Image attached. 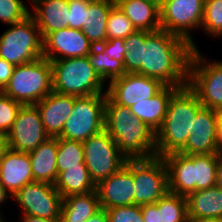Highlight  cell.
<instances>
[{
    "label": "cell",
    "mask_w": 222,
    "mask_h": 222,
    "mask_svg": "<svg viewBox=\"0 0 222 222\" xmlns=\"http://www.w3.org/2000/svg\"><path fill=\"white\" fill-rule=\"evenodd\" d=\"M0 222H4V219H3V217H0Z\"/></svg>",
    "instance_id": "cell-50"
},
{
    "label": "cell",
    "mask_w": 222,
    "mask_h": 222,
    "mask_svg": "<svg viewBox=\"0 0 222 222\" xmlns=\"http://www.w3.org/2000/svg\"><path fill=\"white\" fill-rule=\"evenodd\" d=\"M179 88L176 86H165L154 97L137 102L129 107V110L139 120L157 132L165 119L169 100Z\"/></svg>",
    "instance_id": "cell-22"
},
{
    "label": "cell",
    "mask_w": 222,
    "mask_h": 222,
    "mask_svg": "<svg viewBox=\"0 0 222 222\" xmlns=\"http://www.w3.org/2000/svg\"><path fill=\"white\" fill-rule=\"evenodd\" d=\"M104 130L127 160L156 156V132L134 116L128 107L115 103L107 94Z\"/></svg>",
    "instance_id": "cell-2"
},
{
    "label": "cell",
    "mask_w": 222,
    "mask_h": 222,
    "mask_svg": "<svg viewBox=\"0 0 222 222\" xmlns=\"http://www.w3.org/2000/svg\"><path fill=\"white\" fill-rule=\"evenodd\" d=\"M115 6L114 0H91L86 12V27L81 31L93 46L107 40V18L110 10Z\"/></svg>",
    "instance_id": "cell-25"
},
{
    "label": "cell",
    "mask_w": 222,
    "mask_h": 222,
    "mask_svg": "<svg viewBox=\"0 0 222 222\" xmlns=\"http://www.w3.org/2000/svg\"><path fill=\"white\" fill-rule=\"evenodd\" d=\"M8 197L12 198L11 194L4 188V186L0 182V205L5 202ZM0 217L1 216V211H0Z\"/></svg>",
    "instance_id": "cell-46"
},
{
    "label": "cell",
    "mask_w": 222,
    "mask_h": 222,
    "mask_svg": "<svg viewBox=\"0 0 222 222\" xmlns=\"http://www.w3.org/2000/svg\"><path fill=\"white\" fill-rule=\"evenodd\" d=\"M12 199L22 209V215L60 220L63 198L55 185L34 181L22 187Z\"/></svg>",
    "instance_id": "cell-13"
},
{
    "label": "cell",
    "mask_w": 222,
    "mask_h": 222,
    "mask_svg": "<svg viewBox=\"0 0 222 222\" xmlns=\"http://www.w3.org/2000/svg\"><path fill=\"white\" fill-rule=\"evenodd\" d=\"M57 137H49L35 150L28 152L33 180L54 185L57 174Z\"/></svg>",
    "instance_id": "cell-23"
},
{
    "label": "cell",
    "mask_w": 222,
    "mask_h": 222,
    "mask_svg": "<svg viewBox=\"0 0 222 222\" xmlns=\"http://www.w3.org/2000/svg\"><path fill=\"white\" fill-rule=\"evenodd\" d=\"M108 222H144L141 206L131 205L106 209Z\"/></svg>",
    "instance_id": "cell-36"
},
{
    "label": "cell",
    "mask_w": 222,
    "mask_h": 222,
    "mask_svg": "<svg viewBox=\"0 0 222 222\" xmlns=\"http://www.w3.org/2000/svg\"><path fill=\"white\" fill-rule=\"evenodd\" d=\"M188 222H222V218H189Z\"/></svg>",
    "instance_id": "cell-47"
},
{
    "label": "cell",
    "mask_w": 222,
    "mask_h": 222,
    "mask_svg": "<svg viewBox=\"0 0 222 222\" xmlns=\"http://www.w3.org/2000/svg\"><path fill=\"white\" fill-rule=\"evenodd\" d=\"M33 3L30 14L40 30L42 39L51 32L69 27L68 0H29Z\"/></svg>",
    "instance_id": "cell-21"
},
{
    "label": "cell",
    "mask_w": 222,
    "mask_h": 222,
    "mask_svg": "<svg viewBox=\"0 0 222 222\" xmlns=\"http://www.w3.org/2000/svg\"><path fill=\"white\" fill-rule=\"evenodd\" d=\"M136 31L128 17L115 5L107 18V39L127 38L130 34Z\"/></svg>",
    "instance_id": "cell-32"
},
{
    "label": "cell",
    "mask_w": 222,
    "mask_h": 222,
    "mask_svg": "<svg viewBox=\"0 0 222 222\" xmlns=\"http://www.w3.org/2000/svg\"><path fill=\"white\" fill-rule=\"evenodd\" d=\"M96 192L101 209L134 205L132 160H127L119 171L100 181Z\"/></svg>",
    "instance_id": "cell-17"
},
{
    "label": "cell",
    "mask_w": 222,
    "mask_h": 222,
    "mask_svg": "<svg viewBox=\"0 0 222 222\" xmlns=\"http://www.w3.org/2000/svg\"><path fill=\"white\" fill-rule=\"evenodd\" d=\"M203 107L197 95L188 87L179 88L170 98L167 113L156 132V156L178 152L192 134L195 115Z\"/></svg>",
    "instance_id": "cell-3"
},
{
    "label": "cell",
    "mask_w": 222,
    "mask_h": 222,
    "mask_svg": "<svg viewBox=\"0 0 222 222\" xmlns=\"http://www.w3.org/2000/svg\"><path fill=\"white\" fill-rule=\"evenodd\" d=\"M166 85L160 80L137 73H125L109 81L106 94L120 105L131 107L137 102L152 98Z\"/></svg>",
    "instance_id": "cell-15"
},
{
    "label": "cell",
    "mask_w": 222,
    "mask_h": 222,
    "mask_svg": "<svg viewBox=\"0 0 222 222\" xmlns=\"http://www.w3.org/2000/svg\"><path fill=\"white\" fill-rule=\"evenodd\" d=\"M134 205L154 204L168 191L167 167L162 157L132 160Z\"/></svg>",
    "instance_id": "cell-11"
},
{
    "label": "cell",
    "mask_w": 222,
    "mask_h": 222,
    "mask_svg": "<svg viewBox=\"0 0 222 222\" xmlns=\"http://www.w3.org/2000/svg\"><path fill=\"white\" fill-rule=\"evenodd\" d=\"M124 41L126 73L155 78L166 86H187L193 50L186 40L164 30H136Z\"/></svg>",
    "instance_id": "cell-1"
},
{
    "label": "cell",
    "mask_w": 222,
    "mask_h": 222,
    "mask_svg": "<svg viewBox=\"0 0 222 222\" xmlns=\"http://www.w3.org/2000/svg\"><path fill=\"white\" fill-rule=\"evenodd\" d=\"M74 103V95L60 94L52 90L35 104L49 137L61 135L63 126L72 113Z\"/></svg>",
    "instance_id": "cell-19"
},
{
    "label": "cell",
    "mask_w": 222,
    "mask_h": 222,
    "mask_svg": "<svg viewBox=\"0 0 222 222\" xmlns=\"http://www.w3.org/2000/svg\"><path fill=\"white\" fill-rule=\"evenodd\" d=\"M106 94L75 96V103L60 138L84 142L104 130Z\"/></svg>",
    "instance_id": "cell-8"
},
{
    "label": "cell",
    "mask_w": 222,
    "mask_h": 222,
    "mask_svg": "<svg viewBox=\"0 0 222 222\" xmlns=\"http://www.w3.org/2000/svg\"><path fill=\"white\" fill-rule=\"evenodd\" d=\"M187 86L197 95L205 108H222V61L208 62L193 50L188 66Z\"/></svg>",
    "instance_id": "cell-9"
},
{
    "label": "cell",
    "mask_w": 222,
    "mask_h": 222,
    "mask_svg": "<svg viewBox=\"0 0 222 222\" xmlns=\"http://www.w3.org/2000/svg\"><path fill=\"white\" fill-rule=\"evenodd\" d=\"M30 14L22 0H0V20L7 25L21 22Z\"/></svg>",
    "instance_id": "cell-34"
},
{
    "label": "cell",
    "mask_w": 222,
    "mask_h": 222,
    "mask_svg": "<svg viewBox=\"0 0 222 222\" xmlns=\"http://www.w3.org/2000/svg\"><path fill=\"white\" fill-rule=\"evenodd\" d=\"M0 182L12 197L26 184L34 182L29 154L9 149L0 161Z\"/></svg>",
    "instance_id": "cell-20"
},
{
    "label": "cell",
    "mask_w": 222,
    "mask_h": 222,
    "mask_svg": "<svg viewBox=\"0 0 222 222\" xmlns=\"http://www.w3.org/2000/svg\"><path fill=\"white\" fill-rule=\"evenodd\" d=\"M91 0H68L69 5V27L81 30L86 27V12Z\"/></svg>",
    "instance_id": "cell-37"
},
{
    "label": "cell",
    "mask_w": 222,
    "mask_h": 222,
    "mask_svg": "<svg viewBox=\"0 0 222 222\" xmlns=\"http://www.w3.org/2000/svg\"><path fill=\"white\" fill-rule=\"evenodd\" d=\"M9 26L0 36V58L18 66L43 57V39L31 15Z\"/></svg>",
    "instance_id": "cell-7"
},
{
    "label": "cell",
    "mask_w": 222,
    "mask_h": 222,
    "mask_svg": "<svg viewBox=\"0 0 222 222\" xmlns=\"http://www.w3.org/2000/svg\"><path fill=\"white\" fill-rule=\"evenodd\" d=\"M201 29L210 36H222V0H204Z\"/></svg>",
    "instance_id": "cell-33"
},
{
    "label": "cell",
    "mask_w": 222,
    "mask_h": 222,
    "mask_svg": "<svg viewBox=\"0 0 222 222\" xmlns=\"http://www.w3.org/2000/svg\"><path fill=\"white\" fill-rule=\"evenodd\" d=\"M22 104L0 91V133L7 135L11 130Z\"/></svg>",
    "instance_id": "cell-35"
},
{
    "label": "cell",
    "mask_w": 222,
    "mask_h": 222,
    "mask_svg": "<svg viewBox=\"0 0 222 222\" xmlns=\"http://www.w3.org/2000/svg\"><path fill=\"white\" fill-rule=\"evenodd\" d=\"M57 174L72 167H86L82 142L57 137Z\"/></svg>",
    "instance_id": "cell-29"
},
{
    "label": "cell",
    "mask_w": 222,
    "mask_h": 222,
    "mask_svg": "<svg viewBox=\"0 0 222 222\" xmlns=\"http://www.w3.org/2000/svg\"><path fill=\"white\" fill-rule=\"evenodd\" d=\"M204 16V0H165L160 6L161 30L186 40L197 50L191 29L200 28Z\"/></svg>",
    "instance_id": "cell-12"
},
{
    "label": "cell",
    "mask_w": 222,
    "mask_h": 222,
    "mask_svg": "<svg viewBox=\"0 0 222 222\" xmlns=\"http://www.w3.org/2000/svg\"><path fill=\"white\" fill-rule=\"evenodd\" d=\"M92 47V43L81 30L62 28L43 38V57L50 62L85 57L92 51Z\"/></svg>",
    "instance_id": "cell-16"
},
{
    "label": "cell",
    "mask_w": 222,
    "mask_h": 222,
    "mask_svg": "<svg viewBox=\"0 0 222 222\" xmlns=\"http://www.w3.org/2000/svg\"><path fill=\"white\" fill-rule=\"evenodd\" d=\"M82 145L84 163L95 185L119 171L127 161L105 130L90 136Z\"/></svg>",
    "instance_id": "cell-10"
},
{
    "label": "cell",
    "mask_w": 222,
    "mask_h": 222,
    "mask_svg": "<svg viewBox=\"0 0 222 222\" xmlns=\"http://www.w3.org/2000/svg\"><path fill=\"white\" fill-rule=\"evenodd\" d=\"M85 222H108V215L105 209H100L97 213L87 219Z\"/></svg>",
    "instance_id": "cell-42"
},
{
    "label": "cell",
    "mask_w": 222,
    "mask_h": 222,
    "mask_svg": "<svg viewBox=\"0 0 222 222\" xmlns=\"http://www.w3.org/2000/svg\"><path fill=\"white\" fill-rule=\"evenodd\" d=\"M161 211V222H188L187 198L167 192L155 203Z\"/></svg>",
    "instance_id": "cell-31"
},
{
    "label": "cell",
    "mask_w": 222,
    "mask_h": 222,
    "mask_svg": "<svg viewBox=\"0 0 222 222\" xmlns=\"http://www.w3.org/2000/svg\"><path fill=\"white\" fill-rule=\"evenodd\" d=\"M189 218H222V190L216 186L190 193Z\"/></svg>",
    "instance_id": "cell-26"
},
{
    "label": "cell",
    "mask_w": 222,
    "mask_h": 222,
    "mask_svg": "<svg viewBox=\"0 0 222 222\" xmlns=\"http://www.w3.org/2000/svg\"><path fill=\"white\" fill-rule=\"evenodd\" d=\"M14 65L0 58V91L9 83L14 70Z\"/></svg>",
    "instance_id": "cell-40"
},
{
    "label": "cell",
    "mask_w": 222,
    "mask_h": 222,
    "mask_svg": "<svg viewBox=\"0 0 222 222\" xmlns=\"http://www.w3.org/2000/svg\"><path fill=\"white\" fill-rule=\"evenodd\" d=\"M102 50L108 55L109 59H116L124 62L126 54L125 41L122 38L107 39L105 42L99 45Z\"/></svg>",
    "instance_id": "cell-38"
},
{
    "label": "cell",
    "mask_w": 222,
    "mask_h": 222,
    "mask_svg": "<svg viewBox=\"0 0 222 222\" xmlns=\"http://www.w3.org/2000/svg\"><path fill=\"white\" fill-rule=\"evenodd\" d=\"M128 17L136 30L155 32L161 30L160 7L149 0L114 1Z\"/></svg>",
    "instance_id": "cell-24"
},
{
    "label": "cell",
    "mask_w": 222,
    "mask_h": 222,
    "mask_svg": "<svg viewBox=\"0 0 222 222\" xmlns=\"http://www.w3.org/2000/svg\"><path fill=\"white\" fill-rule=\"evenodd\" d=\"M51 62L40 57L14 67L2 92L22 105H35L52 91Z\"/></svg>",
    "instance_id": "cell-6"
},
{
    "label": "cell",
    "mask_w": 222,
    "mask_h": 222,
    "mask_svg": "<svg viewBox=\"0 0 222 222\" xmlns=\"http://www.w3.org/2000/svg\"><path fill=\"white\" fill-rule=\"evenodd\" d=\"M10 149L28 153L49 138L35 105H22L7 134Z\"/></svg>",
    "instance_id": "cell-14"
},
{
    "label": "cell",
    "mask_w": 222,
    "mask_h": 222,
    "mask_svg": "<svg viewBox=\"0 0 222 222\" xmlns=\"http://www.w3.org/2000/svg\"><path fill=\"white\" fill-rule=\"evenodd\" d=\"M51 66L52 89L57 93L80 97L107 92L87 56L51 61Z\"/></svg>",
    "instance_id": "cell-5"
},
{
    "label": "cell",
    "mask_w": 222,
    "mask_h": 222,
    "mask_svg": "<svg viewBox=\"0 0 222 222\" xmlns=\"http://www.w3.org/2000/svg\"><path fill=\"white\" fill-rule=\"evenodd\" d=\"M54 185L62 198L96 191V185L91 180L86 167L68 168L58 175Z\"/></svg>",
    "instance_id": "cell-28"
},
{
    "label": "cell",
    "mask_w": 222,
    "mask_h": 222,
    "mask_svg": "<svg viewBox=\"0 0 222 222\" xmlns=\"http://www.w3.org/2000/svg\"><path fill=\"white\" fill-rule=\"evenodd\" d=\"M93 69L105 80L112 81L122 77L126 72L124 64L116 59H109L108 55L97 45L92 47V51L87 55Z\"/></svg>",
    "instance_id": "cell-30"
},
{
    "label": "cell",
    "mask_w": 222,
    "mask_h": 222,
    "mask_svg": "<svg viewBox=\"0 0 222 222\" xmlns=\"http://www.w3.org/2000/svg\"><path fill=\"white\" fill-rule=\"evenodd\" d=\"M218 114V125L217 128H222V108L217 110Z\"/></svg>",
    "instance_id": "cell-48"
},
{
    "label": "cell",
    "mask_w": 222,
    "mask_h": 222,
    "mask_svg": "<svg viewBox=\"0 0 222 222\" xmlns=\"http://www.w3.org/2000/svg\"><path fill=\"white\" fill-rule=\"evenodd\" d=\"M217 153L222 154V128H217L216 133Z\"/></svg>",
    "instance_id": "cell-45"
},
{
    "label": "cell",
    "mask_w": 222,
    "mask_h": 222,
    "mask_svg": "<svg viewBox=\"0 0 222 222\" xmlns=\"http://www.w3.org/2000/svg\"><path fill=\"white\" fill-rule=\"evenodd\" d=\"M100 209L96 191L66 196L61 204L60 222H85Z\"/></svg>",
    "instance_id": "cell-27"
},
{
    "label": "cell",
    "mask_w": 222,
    "mask_h": 222,
    "mask_svg": "<svg viewBox=\"0 0 222 222\" xmlns=\"http://www.w3.org/2000/svg\"><path fill=\"white\" fill-rule=\"evenodd\" d=\"M215 186L222 190V154L219 155L218 166L216 170Z\"/></svg>",
    "instance_id": "cell-43"
},
{
    "label": "cell",
    "mask_w": 222,
    "mask_h": 222,
    "mask_svg": "<svg viewBox=\"0 0 222 222\" xmlns=\"http://www.w3.org/2000/svg\"><path fill=\"white\" fill-rule=\"evenodd\" d=\"M22 222H60V220H49L45 218L22 215Z\"/></svg>",
    "instance_id": "cell-44"
},
{
    "label": "cell",
    "mask_w": 222,
    "mask_h": 222,
    "mask_svg": "<svg viewBox=\"0 0 222 222\" xmlns=\"http://www.w3.org/2000/svg\"><path fill=\"white\" fill-rule=\"evenodd\" d=\"M141 214L144 222H161V211L155 203L142 205Z\"/></svg>",
    "instance_id": "cell-39"
},
{
    "label": "cell",
    "mask_w": 222,
    "mask_h": 222,
    "mask_svg": "<svg viewBox=\"0 0 222 222\" xmlns=\"http://www.w3.org/2000/svg\"><path fill=\"white\" fill-rule=\"evenodd\" d=\"M114 1H126V0H114ZM157 4L159 7L164 3L165 0H149Z\"/></svg>",
    "instance_id": "cell-49"
},
{
    "label": "cell",
    "mask_w": 222,
    "mask_h": 222,
    "mask_svg": "<svg viewBox=\"0 0 222 222\" xmlns=\"http://www.w3.org/2000/svg\"><path fill=\"white\" fill-rule=\"evenodd\" d=\"M9 149L10 147L7 135L0 133V161L4 158Z\"/></svg>",
    "instance_id": "cell-41"
},
{
    "label": "cell",
    "mask_w": 222,
    "mask_h": 222,
    "mask_svg": "<svg viewBox=\"0 0 222 222\" xmlns=\"http://www.w3.org/2000/svg\"><path fill=\"white\" fill-rule=\"evenodd\" d=\"M162 158L167 167L169 192L187 197L194 191L215 186L219 154L173 152Z\"/></svg>",
    "instance_id": "cell-4"
},
{
    "label": "cell",
    "mask_w": 222,
    "mask_h": 222,
    "mask_svg": "<svg viewBox=\"0 0 222 222\" xmlns=\"http://www.w3.org/2000/svg\"><path fill=\"white\" fill-rule=\"evenodd\" d=\"M217 125V111L202 107L193 120V133L189 134L186 144L178 152L184 155L218 154Z\"/></svg>",
    "instance_id": "cell-18"
}]
</instances>
